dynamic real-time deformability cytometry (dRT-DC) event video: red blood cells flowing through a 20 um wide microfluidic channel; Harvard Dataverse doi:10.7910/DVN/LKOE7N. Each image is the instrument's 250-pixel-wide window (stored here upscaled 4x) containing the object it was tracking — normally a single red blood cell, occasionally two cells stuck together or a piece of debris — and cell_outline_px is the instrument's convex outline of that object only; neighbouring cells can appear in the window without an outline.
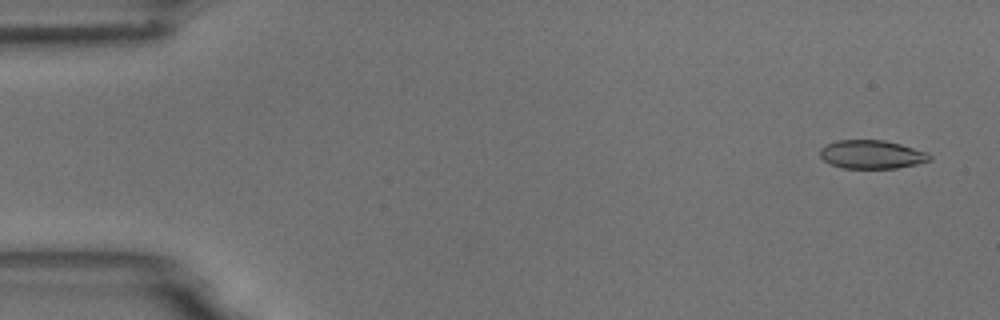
{"species": "common noctule bat (a hibernating species)", "species_latin": "Nyctalus noctula", "temperature_condition": "room temperature", "stored_images_in_passage": 5, "segment_of_instrument_passage": [2, 2], "camera_frame_rate_fps": 3000, "um_per_image_px": 0.085, "animal": {"sex": "male", "body_mass_g": 18.8}, "frame": {"image": 1, "passage_image": 5, "time_ms": 5.333, "image_size_px": [1000, 320], "cell_outline_px": [[932, 160], [916, 164], [896, 168], [840, 168], [828, 164], [820, 156], [820, 148], [836, 140], [884, 140], [900, 144], [928, 152], [932, 156]], "centroid_in_image_um": [74.09, 13.13], "position_along_channel_um": 10.9, "area_um2": 18.32}}